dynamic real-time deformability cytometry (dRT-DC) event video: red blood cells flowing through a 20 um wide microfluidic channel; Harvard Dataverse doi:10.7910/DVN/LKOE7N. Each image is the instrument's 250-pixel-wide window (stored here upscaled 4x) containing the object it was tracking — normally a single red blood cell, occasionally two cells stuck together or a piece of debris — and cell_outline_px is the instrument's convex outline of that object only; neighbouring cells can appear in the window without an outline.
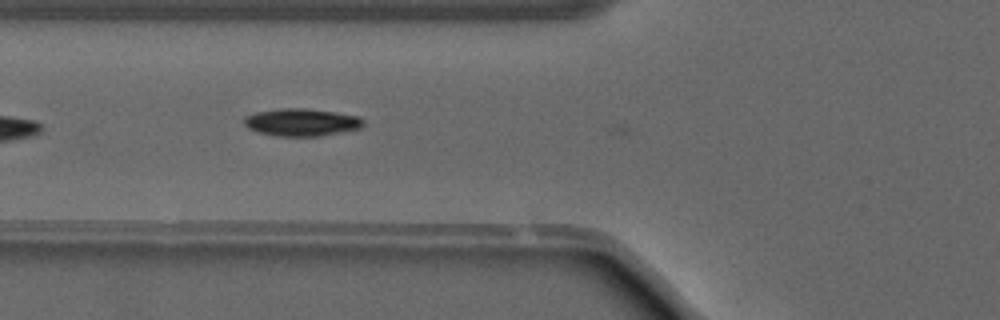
{"species": "common noctule bat (a hibernating species)", "species_latin": "Nyctalus noctula", "temperature_condition": "warm", "stored_images_in_passage": 9, "camera_frame_rate_fps": 3000, "um_per_image_px": 0.085, "animal": {"sex": "male", "forearm_length_mm": 52.5}, "frame": {"image": 1, "passage_image": 8, "time_ms": 2.333, "image_size_px": [1000, 320], "cell_outline_px": [[364, 124], [360, 128], [320, 136], [276, 136], [256, 132], [248, 128], [244, 124], [244, 116], [256, 112], [280, 108], [304, 108], [360, 116], [364, 120]], "centroid_in_image_um": [25.6, 10.39], "position_along_channel_um": 100.2, "area_um2": 19.13}}